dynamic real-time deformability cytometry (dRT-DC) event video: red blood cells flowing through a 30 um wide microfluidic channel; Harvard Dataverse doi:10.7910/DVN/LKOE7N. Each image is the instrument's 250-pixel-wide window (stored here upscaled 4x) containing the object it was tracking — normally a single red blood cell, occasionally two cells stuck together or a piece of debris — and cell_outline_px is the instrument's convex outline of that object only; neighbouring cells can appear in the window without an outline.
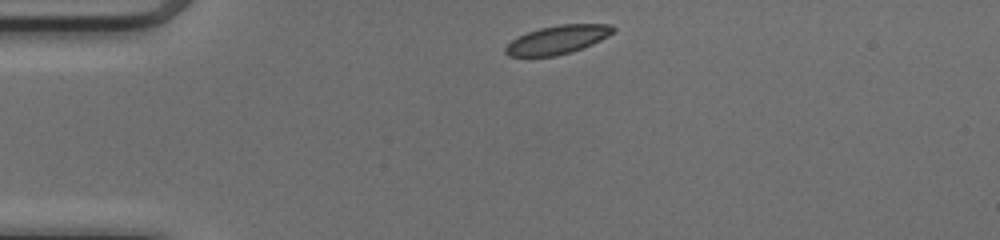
{"species": "common noctule bat (a hibernating species)", "species_latin": "Nyctalus noctula", "temperature_condition": "cold", "stored_images_in_passage": 40, "camera_frame_rate_fps": 3000, "um_per_image_px": 0.085, "animal": {"sex": "female", "body_mass_g": 17.0, "forearm_length_mm": 48.0}, "frame": {"image": 1, "passage_image": 1, "time_ms": 0.0, "image_size_px": [1000, 240], "cell_outline_px": [[616, 28], [608, 36], [592, 44], [572, 52], [556, 56], [508, 56], [504, 52], [504, 48], [512, 40], [528, 32], [540, 28], [560, 24], [612, 24]], "centroid_in_image_um": [47.4, 3.37], "position_along_channel_um": 37.6, "area_um2": 17.8}}
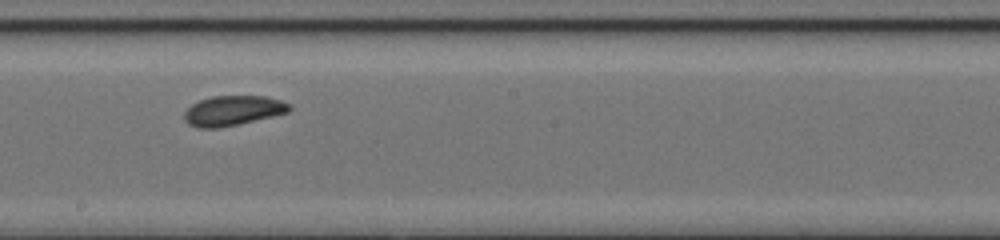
{"frame": {"image": 2, "passage_image": 18, "time_ms": 5.667, "image_size_px": [1000, 240], "cell_outline_px": [[292, 108], [288, 112], [272, 116], [236, 124], [216, 128], [200, 128], [188, 124], [184, 120], [184, 112], [192, 104], [200, 100], [212, 96], [264, 96], [280, 100], [292, 104]], "centroid_in_image_um": [19.79, 9.39], "position_along_channel_um": 228.4, "area_um2": 18.15}}
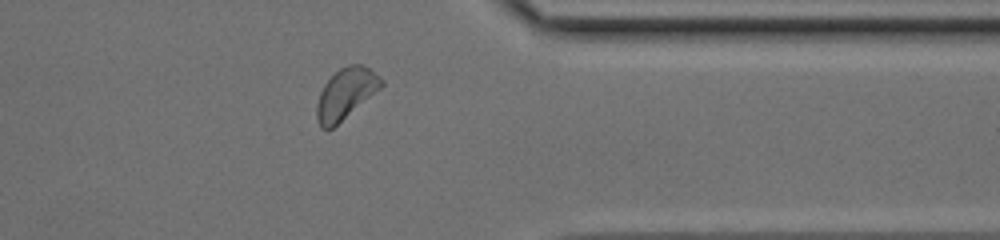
{"frame": {"image": 3, "passage_image": 30, "time_ms": 9.667, "image_size_px": [1000, 240], "cell_outline_px": [[384, 84], [380, 88], [332, 128], [320, 128], [316, 116], [316, 104], [320, 92], [324, 84], [340, 68], [348, 64], [360, 64], [368, 68], [380, 76], [384, 80]], "centroid_in_image_um": [29.37, 7.94], "position_along_channel_um": 382.0, "area_um2": 18.73}, "authors_computed_cell_mechanics": {"area_um2": 18.5538, "velocity_mm_per_s": 4.0786, "shape_relaxation_time_tau1_ms": 3.4564, "shape_relaxation_time_tau2_ms": 3.0868, "deformation_change_tau1": 0.1014, "deformation_change_tau2": 0.0793}}